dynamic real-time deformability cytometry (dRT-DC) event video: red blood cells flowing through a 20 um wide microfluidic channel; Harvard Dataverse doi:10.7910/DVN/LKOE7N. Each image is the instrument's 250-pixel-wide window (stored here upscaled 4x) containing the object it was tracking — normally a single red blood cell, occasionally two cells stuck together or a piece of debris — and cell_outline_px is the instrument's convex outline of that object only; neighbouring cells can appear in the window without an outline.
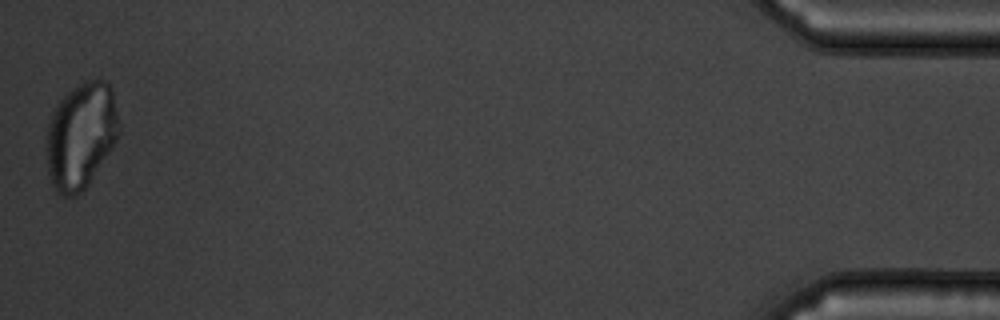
{"species": "common noctule bat (a hibernating species)", "species_latin": "Nyctalus noctula", "temperature_condition": "warm", "stored_images_in_passage": 47, "camera_frame_rate_fps": 3000, "um_per_image_px": 0.085, "animal": {"sex": "male", "body_mass_g": 19.5, "forearm_length_mm": 54.6}, "frame": {"image": 1, "passage_image": 47, "time_ms": 15.333, "image_size_px": [1000, 320], "cell_outline_px": [[120, 132], [112, 148], [88, 184], [76, 196], [60, 196], [56, 192], [52, 184], [48, 172], [48, 124], [52, 112], [60, 100], [68, 92], [84, 80], [104, 80], [112, 88], [120, 124]], "centroid_in_image_um": [6.91, 11.52], "position_along_channel_um": 428.3, "area_um2": 44.62}}